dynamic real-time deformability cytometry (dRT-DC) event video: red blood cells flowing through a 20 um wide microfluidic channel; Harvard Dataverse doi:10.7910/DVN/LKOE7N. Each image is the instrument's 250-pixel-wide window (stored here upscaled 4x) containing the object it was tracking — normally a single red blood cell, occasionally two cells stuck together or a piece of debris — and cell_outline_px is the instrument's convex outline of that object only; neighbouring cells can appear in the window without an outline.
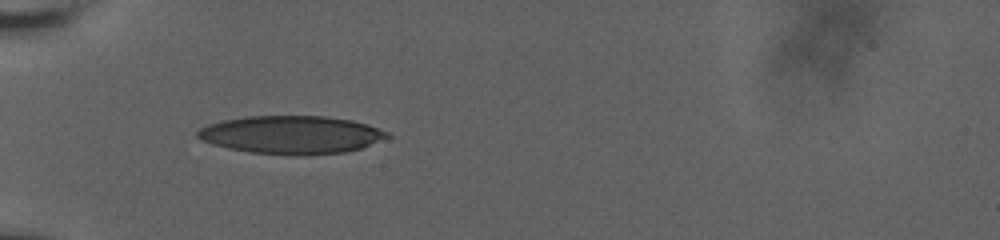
{"species": "human", "species_latin": "Homo sapiens", "temperature_condition": "room temperature", "stored_images_in_passage": 6, "camera_frame_rate_fps": 3000, "um_per_image_px": 0.085, "donor": {"sex": "male"}, "frame": {"image": 1, "passage_image": 2, "time_ms": 1.0, "image_size_px": [1000, 240], "cell_outline_px": [[392, 136], [360, 148], [344, 152], [292, 156], [252, 152], [228, 148], [212, 144], [196, 136], [196, 132], [200, 128], [208, 124], [224, 120], [248, 116], [324, 116], [352, 120], [388, 132]], "centroid_in_image_um": [24.75, 11.46], "position_along_channel_um": 60.3, "area_um2": 41.79}}
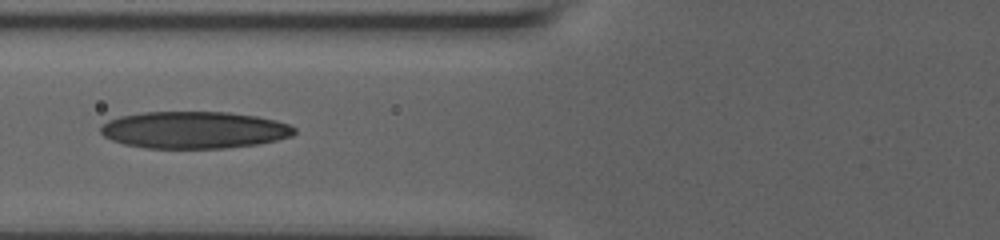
{"frame": {"image": 2, "passage_image": 4, "time_ms": 2.667, "image_size_px": [1000, 240], "cell_outline_px": [[296, 132], [292, 136], [276, 140], [256, 144], [224, 148], [148, 148], [124, 144], [112, 140], [104, 136], [100, 132], [100, 128], [108, 120], [120, 116], [144, 112], [228, 112], [260, 116], [276, 120], [288, 124], [296, 128]], "centroid_in_image_um": [16.52, 11.04], "position_along_channel_um": 109.3, "area_um2": 41.85}}
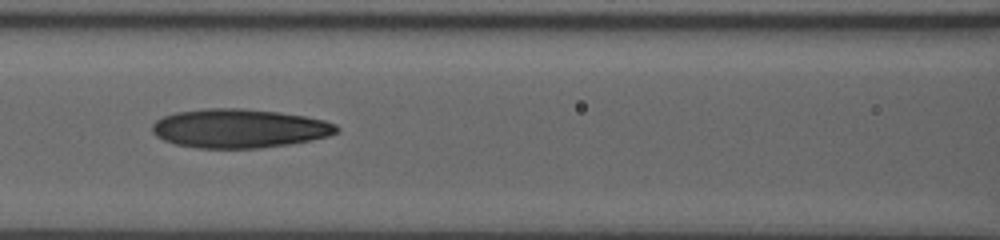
{"frame": {"image": 3, "passage_image": 5, "time_ms": 3.667, "image_size_px": [1000, 240], "cell_outline_px": [[340, 132], [328, 136], [288, 144], [260, 148], [196, 148], [176, 144], [164, 140], [156, 136], [152, 132], [152, 124], [156, 120], [164, 116], [176, 112], [204, 108], [244, 108], [280, 112], [304, 116], [324, 120], [336, 124], [340, 128]], "centroid_in_image_um": [20.33, 10.91], "position_along_channel_um": 146.3, "area_um2": 41.96}}